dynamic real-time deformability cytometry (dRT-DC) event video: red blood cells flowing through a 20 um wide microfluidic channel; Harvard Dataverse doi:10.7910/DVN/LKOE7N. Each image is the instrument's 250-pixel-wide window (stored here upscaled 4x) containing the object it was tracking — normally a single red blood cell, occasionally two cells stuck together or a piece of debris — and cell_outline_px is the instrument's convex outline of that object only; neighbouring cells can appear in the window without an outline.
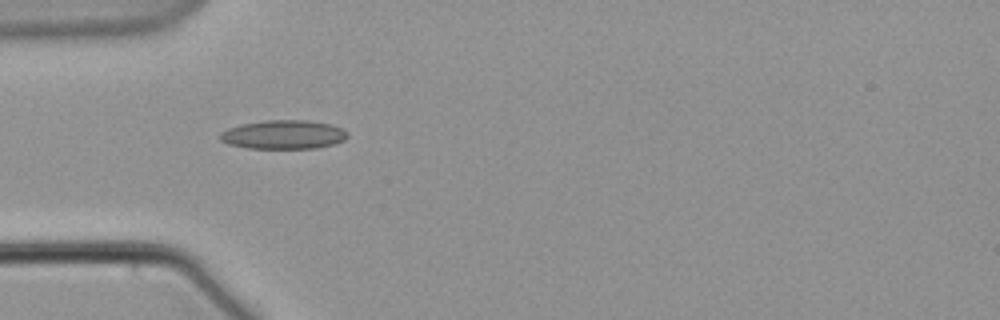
{"species": "common noctule bat (a hibernating species)", "species_latin": "Nyctalus noctula", "temperature_condition": "warm", "stored_images_in_passage": 33, "camera_frame_rate_fps": 3000, "um_per_image_px": 0.085, "animal": {"sex": "male", "body_mass_g": 21.5, "forearm_length_mm": 52.0}, "frame": {"image": 1, "passage_image": 1, "time_ms": 0.0, "image_size_px": [1000, 320], "cell_outline_px": [[348, 136], [344, 140], [336, 144], [316, 148], [248, 148], [228, 144], [220, 140], [220, 132], [228, 128], [240, 124], [264, 120], [308, 120], [332, 124], [344, 128], [348, 132]], "centroid_in_image_um": [24.13, 11.43], "position_along_channel_um": 60.9, "area_um2": 21.73}}
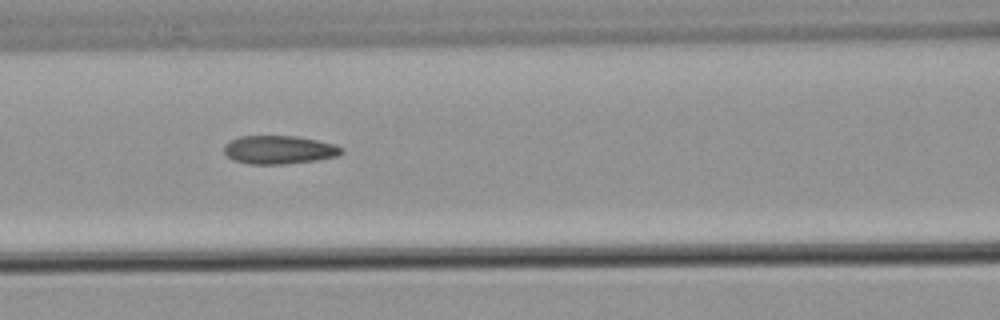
{"frame": {"image": 2, "passage_image": 8, "time_ms": 2.333, "image_size_px": [1000, 320], "cell_outline_px": [[344, 152], [336, 156], [316, 160], [284, 164], [248, 164], [232, 160], [224, 152], [224, 144], [240, 136], [296, 136], [336, 144], [344, 148]], "centroid_in_image_um": [23.73, 12.73], "position_along_channel_um": 142.9, "area_um2": 19.48}}
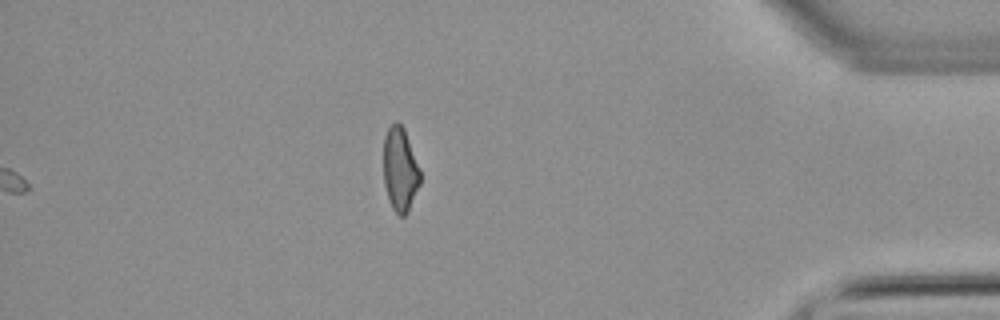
{"frame": {"image": 3, "passage_image": 33, "time_ms": 10.667, "image_size_px": [1000, 320], "cell_outline_px": [[420, 184], [408, 212], [404, 216], [400, 216], [392, 208], [388, 200], [384, 184], [384, 136], [388, 128], [396, 120], [404, 128], [420, 168]], "centroid_in_image_um": [34.01, 14.41], "position_along_channel_um": 401.2, "area_um2": 18.03}}